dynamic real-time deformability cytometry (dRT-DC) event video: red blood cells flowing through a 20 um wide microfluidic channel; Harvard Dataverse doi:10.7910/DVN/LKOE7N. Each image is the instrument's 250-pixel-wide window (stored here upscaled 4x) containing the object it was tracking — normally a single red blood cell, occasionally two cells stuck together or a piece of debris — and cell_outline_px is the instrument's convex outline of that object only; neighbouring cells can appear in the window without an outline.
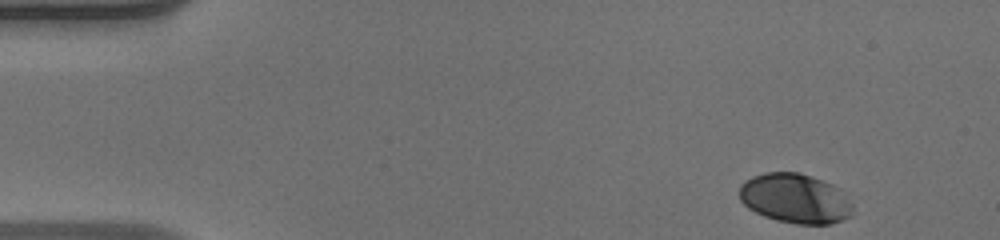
{"species": "human", "species_latin": "Homo sapiens", "temperature_condition": "warm", "stored_images_in_passage": 48, "camera_frame_rate_fps": 3000, "um_per_image_px": 0.085, "donor": {"sex": "male"}, "frame": {"image": 1, "passage_image": 1, "time_ms": 0.0, "image_size_px": [1000, 240], "cell_outline_px": [[852, 216], [844, 220], [832, 224], [796, 224], [776, 220], [764, 216], [748, 208], [740, 200], [740, 184], [744, 180], [752, 176], [764, 172], [800, 172], [824, 180], [840, 188], [852, 204]], "centroid_in_image_um": [67.6, 16.86], "position_along_channel_um": 17.4, "area_um2": 33.23}}
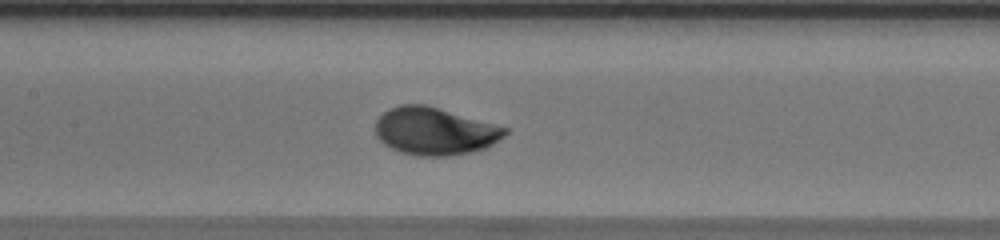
{"frame": {"image": 2, "passage_image": 21, "time_ms": 6.667, "image_size_px": [1000, 240], "cell_outline_px": [[508, 132], [504, 136], [492, 144], [484, 148], [472, 152], [448, 156], [420, 156], [400, 152], [384, 144], [376, 136], [376, 120], [388, 108], [400, 104], [424, 104], [508, 128]], "centroid_in_image_um": [36.92, 11.15], "position_along_channel_um": 170.5, "area_um2": 35.66}}
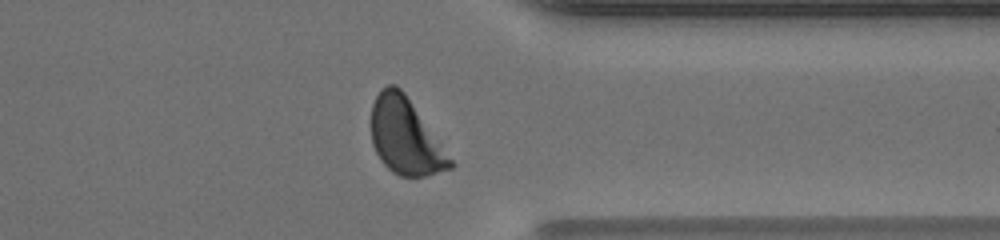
{"frame": {"image": 3, "passage_image": 37, "time_ms": 12.0, "image_size_px": [1000, 240], "cell_outline_px": [[456, 164], [452, 168], [424, 176], [400, 176], [392, 172], [380, 160], [372, 144], [372, 104], [376, 96], [388, 84], [396, 84], [404, 92]], "centroid_in_image_um": [34.46, 11.62], "position_along_channel_um": 376.9, "area_um2": 34.62}, "authors_computed_cell_mechanics": {"area_um2": 34.8534, "velocity_mm_per_s": 3.9504, "shape_relaxation_time_tau1_ms": 2.328, "shape_relaxation_time_tau2_ms": null, "deformation_change_tau1": 0.1595, "deformation_change_tau2": null}}